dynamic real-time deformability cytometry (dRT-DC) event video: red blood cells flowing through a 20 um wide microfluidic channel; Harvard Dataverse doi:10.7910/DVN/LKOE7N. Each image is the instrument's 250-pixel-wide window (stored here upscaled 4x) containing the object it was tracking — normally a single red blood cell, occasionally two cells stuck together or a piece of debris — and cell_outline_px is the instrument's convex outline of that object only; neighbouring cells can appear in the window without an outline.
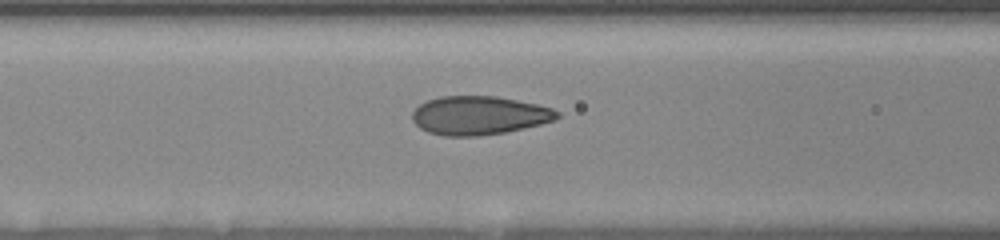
{"species": "human", "species_latin": "Homo sapiens", "temperature_condition": "room temperature", "stored_images_in_passage": 14, "camera_frame_rate_fps": 3000, "um_per_image_px": 0.085, "donor": {"sex": "female"}, "frame": {"image": 1, "passage_image": 3, "time_ms": 1.333, "image_size_px": [1000, 240], "cell_outline_px": [[560, 116], [556, 120], [540, 124], [504, 132], [476, 136], [444, 136], [428, 132], [420, 128], [412, 120], [412, 112], [420, 104], [428, 100], [440, 96], [496, 96], [536, 104], [552, 108], [560, 112]], "centroid_in_image_um": [40.72, 9.81], "position_along_channel_um": 125.9, "area_um2": 32.54}}
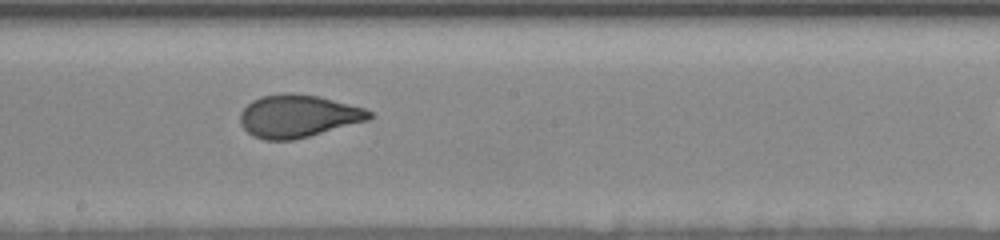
{"frame": {"image": 2, "passage_image": 7, "time_ms": 4.0, "image_size_px": [1000, 240], "cell_outline_px": [[372, 116], [368, 120], [308, 136], [292, 140], [264, 140], [252, 136], [240, 124], [240, 112], [252, 100], [260, 96], [280, 92], [292, 92], [320, 96], [364, 108], [372, 112]], "centroid_in_image_um": [25.29, 9.85], "position_along_channel_um": 222.9, "area_um2": 32.19}}
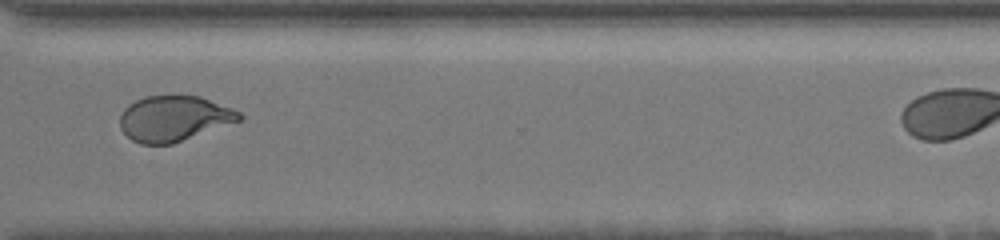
{"frame": {"image": 3, "passage_image": 12, "time_ms": 7.667, "image_size_px": [1000, 240], "cell_outline_px": [[244, 116], [240, 120], [172, 144], [140, 144], [132, 140], [120, 128], [120, 116], [124, 108], [128, 104], [144, 96], [200, 96], [232, 108], [240, 112]], "centroid_in_image_um": [14.76, 10.07], "position_along_channel_um": 355.8, "area_um2": 31.44}}